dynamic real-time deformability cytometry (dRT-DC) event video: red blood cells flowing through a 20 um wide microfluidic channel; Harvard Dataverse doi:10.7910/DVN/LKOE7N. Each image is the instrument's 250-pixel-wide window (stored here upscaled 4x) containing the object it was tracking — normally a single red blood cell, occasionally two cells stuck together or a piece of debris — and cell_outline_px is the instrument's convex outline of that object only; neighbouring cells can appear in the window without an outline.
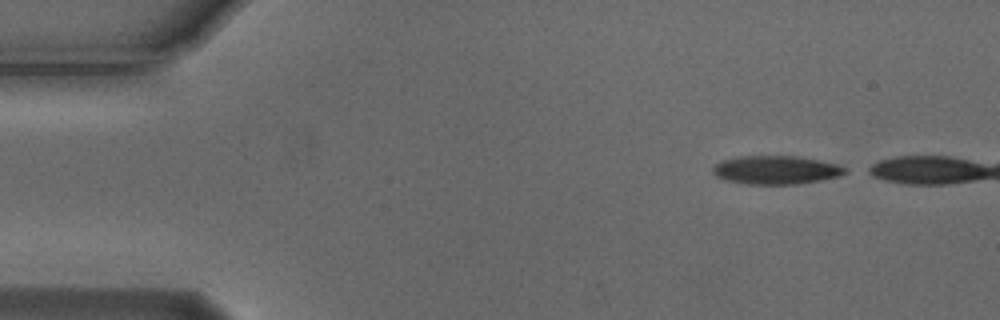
{"species": "Egyptian fruit bat (a non-hibernating species)", "species_latin": "Rousettus aegyptiacus", "temperature_condition": "cold", "stored_images_in_passage": 7, "camera_frame_rate_fps": 3000, "um_per_image_px": 0.085, "animal": {"sex": "male"}, "frame": {"image": 1, "passage_image": 1, "time_ms": 0.0, "image_size_px": [1000, 320], "cell_outline_px": [[848, 172], [840, 176], [820, 180], [796, 184], [748, 184], [724, 180], [716, 176], [712, 172], [712, 168], [720, 160], [736, 156], [796, 156], [836, 164], [844, 168]], "centroid_in_image_um": [65.9, 14.45], "position_along_channel_um": 19.1, "area_um2": 21.91}}